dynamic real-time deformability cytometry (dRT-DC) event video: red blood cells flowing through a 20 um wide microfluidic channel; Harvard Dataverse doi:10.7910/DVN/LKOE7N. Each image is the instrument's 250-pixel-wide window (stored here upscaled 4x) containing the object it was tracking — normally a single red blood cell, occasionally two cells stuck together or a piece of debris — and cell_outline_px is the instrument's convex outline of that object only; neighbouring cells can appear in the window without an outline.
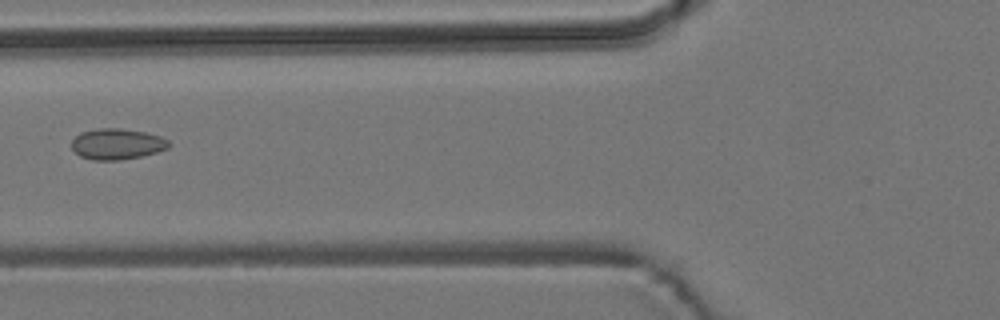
{"species": "common noctule bat (a hibernating species)", "species_latin": "Nyctalus noctula", "temperature_condition": "room temperature", "stored_images_in_passage": 6, "camera_frame_rate_fps": 3000, "um_per_image_px": 0.085, "animal": {"sex": "male", "body_mass_g": 19.2, "forearm_length_mm": 51.8}, "frame": {"image": 1, "passage_image": 6, "time_ms": 5.667, "image_size_px": [1000, 320], "cell_outline_px": [[172, 144], [168, 148], [156, 152], [140, 156], [120, 160], [92, 160], [80, 156], [72, 148], [72, 140], [80, 132], [96, 128], [120, 128], [148, 132], [160, 136], [168, 140]], "centroid_in_image_um": [9.96, 12.23], "position_along_channel_um": 115.8, "area_um2": 17.63}}